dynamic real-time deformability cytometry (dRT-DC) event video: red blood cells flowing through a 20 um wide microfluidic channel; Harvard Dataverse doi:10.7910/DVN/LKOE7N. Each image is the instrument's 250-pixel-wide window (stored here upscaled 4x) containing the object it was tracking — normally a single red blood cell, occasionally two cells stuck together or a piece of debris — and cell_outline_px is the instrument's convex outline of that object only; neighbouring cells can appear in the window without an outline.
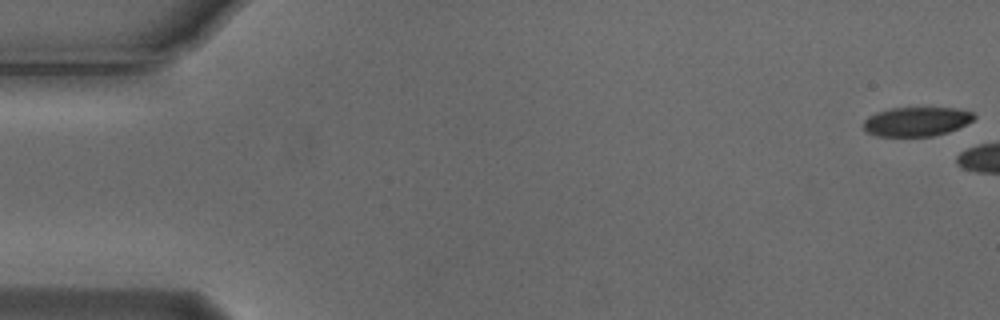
{"species": "Egyptian fruit bat (a non-hibernating species)", "species_latin": "Rousettus aegyptiacus", "temperature_condition": "cold", "stored_images_in_passage": 10, "camera_frame_rate_fps": 3000, "um_per_image_px": 0.085, "animal": {"sex": "male"}, "frame": {"image": 1, "passage_image": 1, "time_ms": 0.0, "image_size_px": [1000, 320], "cell_outline_px": [[976, 116], [972, 120], [948, 132], [932, 136], [876, 136], [864, 132], [864, 120], [868, 116], [876, 112], [892, 108], [956, 108], [972, 112]], "centroid_in_image_um": [77.85, 10.33], "position_along_channel_um": 7.1, "area_um2": 18.73}}